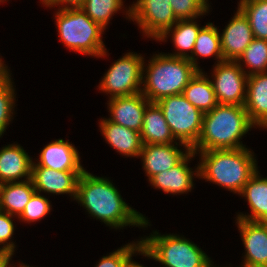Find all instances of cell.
<instances>
[{"label":"cell","mask_w":267,"mask_h":267,"mask_svg":"<svg viewBox=\"0 0 267 267\" xmlns=\"http://www.w3.org/2000/svg\"><path fill=\"white\" fill-rule=\"evenodd\" d=\"M75 201L86 209L89 216L103 222L110 229L126 226L147 228L150 220L129 206L107 177L84 171L78 179Z\"/></svg>","instance_id":"1"},{"label":"cell","mask_w":267,"mask_h":267,"mask_svg":"<svg viewBox=\"0 0 267 267\" xmlns=\"http://www.w3.org/2000/svg\"><path fill=\"white\" fill-rule=\"evenodd\" d=\"M195 153L200 156L199 179L211 182L234 194L239 195L258 170L256 155L248 147Z\"/></svg>","instance_id":"2"},{"label":"cell","mask_w":267,"mask_h":267,"mask_svg":"<svg viewBox=\"0 0 267 267\" xmlns=\"http://www.w3.org/2000/svg\"><path fill=\"white\" fill-rule=\"evenodd\" d=\"M252 128H257L250 120L244 106L218 104L204 113L202 131L194 152L208 150L237 149L246 147L241 139Z\"/></svg>","instance_id":"3"},{"label":"cell","mask_w":267,"mask_h":267,"mask_svg":"<svg viewBox=\"0 0 267 267\" xmlns=\"http://www.w3.org/2000/svg\"><path fill=\"white\" fill-rule=\"evenodd\" d=\"M197 71L189 59L158 52L147 64L144 59L141 93L150 102L182 94Z\"/></svg>","instance_id":"4"},{"label":"cell","mask_w":267,"mask_h":267,"mask_svg":"<svg viewBox=\"0 0 267 267\" xmlns=\"http://www.w3.org/2000/svg\"><path fill=\"white\" fill-rule=\"evenodd\" d=\"M54 14L59 39L67 49L96 58L108 55L103 41L105 29L81 8L57 9Z\"/></svg>","instance_id":"5"},{"label":"cell","mask_w":267,"mask_h":267,"mask_svg":"<svg viewBox=\"0 0 267 267\" xmlns=\"http://www.w3.org/2000/svg\"><path fill=\"white\" fill-rule=\"evenodd\" d=\"M138 255L158 261L162 267H213V261L199 245L184 235L163 234L157 230L141 237Z\"/></svg>","instance_id":"6"},{"label":"cell","mask_w":267,"mask_h":267,"mask_svg":"<svg viewBox=\"0 0 267 267\" xmlns=\"http://www.w3.org/2000/svg\"><path fill=\"white\" fill-rule=\"evenodd\" d=\"M156 103L175 140L192 149L201 135L204 114L189 103L183 94L167 96Z\"/></svg>","instance_id":"7"},{"label":"cell","mask_w":267,"mask_h":267,"mask_svg":"<svg viewBox=\"0 0 267 267\" xmlns=\"http://www.w3.org/2000/svg\"><path fill=\"white\" fill-rule=\"evenodd\" d=\"M144 56L136 52L125 53L112 63L97 86L108 99L130 96L142 90Z\"/></svg>","instance_id":"8"},{"label":"cell","mask_w":267,"mask_h":267,"mask_svg":"<svg viewBox=\"0 0 267 267\" xmlns=\"http://www.w3.org/2000/svg\"><path fill=\"white\" fill-rule=\"evenodd\" d=\"M125 7V19L135 21L145 38L158 40L177 21L170 0H137Z\"/></svg>","instance_id":"9"},{"label":"cell","mask_w":267,"mask_h":267,"mask_svg":"<svg viewBox=\"0 0 267 267\" xmlns=\"http://www.w3.org/2000/svg\"><path fill=\"white\" fill-rule=\"evenodd\" d=\"M211 80L218 104L244 106L248 75L236 61L214 63Z\"/></svg>","instance_id":"10"},{"label":"cell","mask_w":267,"mask_h":267,"mask_svg":"<svg viewBox=\"0 0 267 267\" xmlns=\"http://www.w3.org/2000/svg\"><path fill=\"white\" fill-rule=\"evenodd\" d=\"M196 155L191 150L177 165L152 176L148 180L149 184L166 194L181 195L191 192L194 189V178L199 179V164L195 166V170L188 164Z\"/></svg>","instance_id":"11"},{"label":"cell","mask_w":267,"mask_h":267,"mask_svg":"<svg viewBox=\"0 0 267 267\" xmlns=\"http://www.w3.org/2000/svg\"><path fill=\"white\" fill-rule=\"evenodd\" d=\"M190 151L191 149L181 142L145 144L138 158H141L142 168L149 180L152 176L177 165Z\"/></svg>","instance_id":"12"},{"label":"cell","mask_w":267,"mask_h":267,"mask_svg":"<svg viewBox=\"0 0 267 267\" xmlns=\"http://www.w3.org/2000/svg\"><path fill=\"white\" fill-rule=\"evenodd\" d=\"M84 171H57L43 166H32L31 180L36 192L76 197L79 176Z\"/></svg>","instance_id":"13"},{"label":"cell","mask_w":267,"mask_h":267,"mask_svg":"<svg viewBox=\"0 0 267 267\" xmlns=\"http://www.w3.org/2000/svg\"><path fill=\"white\" fill-rule=\"evenodd\" d=\"M235 219L245 250L240 266L267 265V224Z\"/></svg>","instance_id":"14"},{"label":"cell","mask_w":267,"mask_h":267,"mask_svg":"<svg viewBox=\"0 0 267 267\" xmlns=\"http://www.w3.org/2000/svg\"><path fill=\"white\" fill-rule=\"evenodd\" d=\"M150 103L140 92L135 95L111 98L108 119L116 124L141 132L145 109Z\"/></svg>","instance_id":"15"},{"label":"cell","mask_w":267,"mask_h":267,"mask_svg":"<svg viewBox=\"0 0 267 267\" xmlns=\"http://www.w3.org/2000/svg\"><path fill=\"white\" fill-rule=\"evenodd\" d=\"M38 157V161L34 160L32 166H43L57 171H85L79 151L69 140L51 141L44 146Z\"/></svg>","instance_id":"16"},{"label":"cell","mask_w":267,"mask_h":267,"mask_svg":"<svg viewBox=\"0 0 267 267\" xmlns=\"http://www.w3.org/2000/svg\"><path fill=\"white\" fill-rule=\"evenodd\" d=\"M253 39L248 18L237 8L235 15L220 33L224 60L236 61Z\"/></svg>","instance_id":"17"},{"label":"cell","mask_w":267,"mask_h":267,"mask_svg":"<svg viewBox=\"0 0 267 267\" xmlns=\"http://www.w3.org/2000/svg\"><path fill=\"white\" fill-rule=\"evenodd\" d=\"M32 163V157L20 144L3 146L0 149V185L31 179Z\"/></svg>","instance_id":"18"},{"label":"cell","mask_w":267,"mask_h":267,"mask_svg":"<svg viewBox=\"0 0 267 267\" xmlns=\"http://www.w3.org/2000/svg\"><path fill=\"white\" fill-rule=\"evenodd\" d=\"M99 129L107 144L117 153L126 157H139L143 142L140 132L129 129L110 121L108 118H101Z\"/></svg>","instance_id":"19"},{"label":"cell","mask_w":267,"mask_h":267,"mask_svg":"<svg viewBox=\"0 0 267 267\" xmlns=\"http://www.w3.org/2000/svg\"><path fill=\"white\" fill-rule=\"evenodd\" d=\"M244 107L257 128L267 129V73L248 76Z\"/></svg>","instance_id":"20"},{"label":"cell","mask_w":267,"mask_h":267,"mask_svg":"<svg viewBox=\"0 0 267 267\" xmlns=\"http://www.w3.org/2000/svg\"><path fill=\"white\" fill-rule=\"evenodd\" d=\"M239 196L247 201L250 214L237 213L236 218L267 224V177H262L260 171L245 184Z\"/></svg>","instance_id":"21"},{"label":"cell","mask_w":267,"mask_h":267,"mask_svg":"<svg viewBox=\"0 0 267 267\" xmlns=\"http://www.w3.org/2000/svg\"><path fill=\"white\" fill-rule=\"evenodd\" d=\"M140 135L143 145L177 143L156 102H150L145 109Z\"/></svg>","instance_id":"22"},{"label":"cell","mask_w":267,"mask_h":267,"mask_svg":"<svg viewBox=\"0 0 267 267\" xmlns=\"http://www.w3.org/2000/svg\"><path fill=\"white\" fill-rule=\"evenodd\" d=\"M197 18L178 20L170 29H168L158 42H166L169 37H172V42L176 50L173 53H166L171 56L188 59L193 52L196 38L200 29V24H197Z\"/></svg>","instance_id":"23"},{"label":"cell","mask_w":267,"mask_h":267,"mask_svg":"<svg viewBox=\"0 0 267 267\" xmlns=\"http://www.w3.org/2000/svg\"><path fill=\"white\" fill-rule=\"evenodd\" d=\"M36 192L31 179L0 185V211L19 217Z\"/></svg>","instance_id":"24"},{"label":"cell","mask_w":267,"mask_h":267,"mask_svg":"<svg viewBox=\"0 0 267 267\" xmlns=\"http://www.w3.org/2000/svg\"><path fill=\"white\" fill-rule=\"evenodd\" d=\"M183 96L203 114L218 105L215 92L207 73L198 70L183 91Z\"/></svg>","instance_id":"25"},{"label":"cell","mask_w":267,"mask_h":267,"mask_svg":"<svg viewBox=\"0 0 267 267\" xmlns=\"http://www.w3.org/2000/svg\"><path fill=\"white\" fill-rule=\"evenodd\" d=\"M198 56L202 58L215 57L216 64L224 61L221 51L220 29L212 22L207 23L200 29L192 55L188 58L198 70H203L199 66Z\"/></svg>","instance_id":"26"},{"label":"cell","mask_w":267,"mask_h":267,"mask_svg":"<svg viewBox=\"0 0 267 267\" xmlns=\"http://www.w3.org/2000/svg\"><path fill=\"white\" fill-rule=\"evenodd\" d=\"M236 62L248 76L267 73V40L254 37Z\"/></svg>","instance_id":"27"},{"label":"cell","mask_w":267,"mask_h":267,"mask_svg":"<svg viewBox=\"0 0 267 267\" xmlns=\"http://www.w3.org/2000/svg\"><path fill=\"white\" fill-rule=\"evenodd\" d=\"M238 8L248 18L253 36L267 40V0H240Z\"/></svg>","instance_id":"28"},{"label":"cell","mask_w":267,"mask_h":267,"mask_svg":"<svg viewBox=\"0 0 267 267\" xmlns=\"http://www.w3.org/2000/svg\"><path fill=\"white\" fill-rule=\"evenodd\" d=\"M123 4V0H84L80 8L106 30L115 13L124 8Z\"/></svg>","instance_id":"29"},{"label":"cell","mask_w":267,"mask_h":267,"mask_svg":"<svg viewBox=\"0 0 267 267\" xmlns=\"http://www.w3.org/2000/svg\"><path fill=\"white\" fill-rule=\"evenodd\" d=\"M140 250L141 240L138 239L101 257L94 267H127L134 260L132 257L138 255Z\"/></svg>","instance_id":"30"},{"label":"cell","mask_w":267,"mask_h":267,"mask_svg":"<svg viewBox=\"0 0 267 267\" xmlns=\"http://www.w3.org/2000/svg\"><path fill=\"white\" fill-rule=\"evenodd\" d=\"M14 82L11 79L9 82L0 86V138L6 132L7 127L13 121L15 114L16 93Z\"/></svg>","instance_id":"31"},{"label":"cell","mask_w":267,"mask_h":267,"mask_svg":"<svg viewBox=\"0 0 267 267\" xmlns=\"http://www.w3.org/2000/svg\"><path fill=\"white\" fill-rule=\"evenodd\" d=\"M170 5L178 20L201 19L211 6L209 0H170Z\"/></svg>","instance_id":"32"},{"label":"cell","mask_w":267,"mask_h":267,"mask_svg":"<svg viewBox=\"0 0 267 267\" xmlns=\"http://www.w3.org/2000/svg\"><path fill=\"white\" fill-rule=\"evenodd\" d=\"M51 208L50 200L44 195H41V193L35 192L18 219L20 222L29 224L39 220L41 221L48 213L50 214Z\"/></svg>","instance_id":"33"},{"label":"cell","mask_w":267,"mask_h":267,"mask_svg":"<svg viewBox=\"0 0 267 267\" xmlns=\"http://www.w3.org/2000/svg\"><path fill=\"white\" fill-rule=\"evenodd\" d=\"M15 217L7 212L0 211V253H7L13 256L16 250L15 242L12 241L15 232L13 223V218Z\"/></svg>","instance_id":"34"},{"label":"cell","mask_w":267,"mask_h":267,"mask_svg":"<svg viewBox=\"0 0 267 267\" xmlns=\"http://www.w3.org/2000/svg\"><path fill=\"white\" fill-rule=\"evenodd\" d=\"M43 7H49L54 8L55 6L59 8L58 9H68V8H80L84 2V0H40Z\"/></svg>","instance_id":"35"},{"label":"cell","mask_w":267,"mask_h":267,"mask_svg":"<svg viewBox=\"0 0 267 267\" xmlns=\"http://www.w3.org/2000/svg\"><path fill=\"white\" fill-rule=\"evenodd\" d=\"M1 58L2 56H0V86L13 79L11 77L12 73L10 72V69Z\"/></svg>","instance_id":"36"},{"label":"cell","mask_w":267,"mask_h":267,"mask_svg":"<svg viewBox=\"0 0 267 267\" xmlns=\"http://www.w3.org/2000/svg\"><path fill=\"white\" fill-rule=\"evenodd\" d=\"M12 258H13V255H10L7 253H0V267H16L17 265H14L11 262Z\"/></svg>","instance_id":"37"},{"label":"cell","mask_w":267,"mask_h":267,"mask_svg":"<svg viewBox=\"0 0 267 267\" xmlns=\"http://www.w3.org/2000/svg\"><path fill=\"white\" fill-rule=\"evenodd\" d=\"M127 267H137V262L133 260Z\"/></svg>","instance_id":"38"},{"label":"cell","mask_w":267,"mask_h":267,"mask_svg":"<svg viewBox=\"0 0 267 267\" xmlns=\"http://www.w3.org/2000/svg\"><path fill=\"white\" fill-rule=\"evenodd\" d=\"M18 263H19L18 264L19 267H33V266H29V264L28 265L27 264L25 265V263H20L19 261H18Z\"/></svg>","instance_id":"39"},{"label":"cell","mask_w":267,"mask_h":267,"mask_svg":"<svg viewBox=\"0 0 267 267\" xmlns=\"http://www.w3.org/2000/svg\"><path fill=\"white\" fill-rule=\"evenodd\" d=\"M239 267H267V265L239 266Z\"/></svg>","instance_id":"40"},{"label":"cell","mask_w":267,"mask_h":267,"mask_svg":"<svg viewBox=\"0 0 267 267\" xmlns=\"http://www.w3.org/2000/svg\"><path fill=\"white\" fill-rule=\"evenodd\" d=\"M137 267H143V265L137 262Z\"/></svg>","instance_id":"41"},{"label":"cell","mask_w":267,"mask_h":267,"mask_svg":"<svg viewBox=\"0 0 267 267\" xmlns=\"http://www.w3.org/2000/svg\"><path fill=\"white\" fill-rule=\"evenodd\" d=\"M5 1H8V0H0V3H4Z\"/></svg>","instance_id":"42"}]
</instances>
